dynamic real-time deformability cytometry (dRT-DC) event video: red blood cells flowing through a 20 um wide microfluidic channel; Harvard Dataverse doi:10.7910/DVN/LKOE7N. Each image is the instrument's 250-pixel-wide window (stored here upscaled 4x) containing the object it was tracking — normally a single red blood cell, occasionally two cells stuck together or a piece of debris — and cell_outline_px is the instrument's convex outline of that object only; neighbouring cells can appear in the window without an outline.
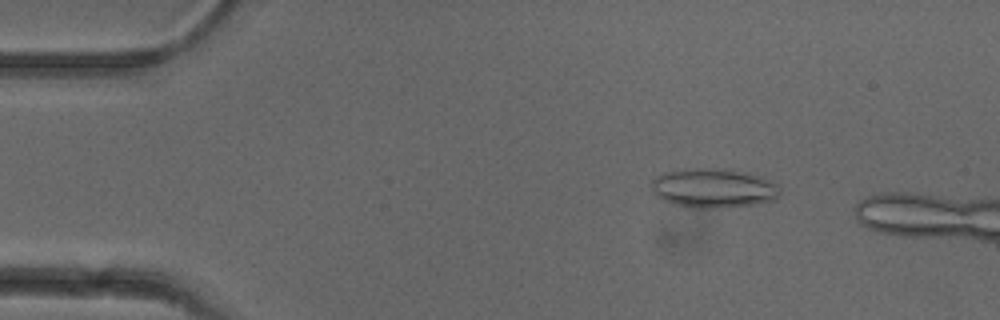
{"species": "common noctule bat (a hibernating species)", "species_latin": "Nyctalus noctula", "temperature_condition": "cold", "stored_images_in_passage": 11, "camera_frame_rate_fps": 3000, "um_per_image_px": 0.085, "animal": {"sex": "female"}, "frame": {"image": 1, "passage_image": 7, "time_ms": 2.0, "image_size_px": [1000, 320], "cell_outline_px": [[780, 192], [776, 200], [752, 204], [708, 208], [696, 208], [676, 204], [664, 200], [656, 196], [652, 188], [652, 180], [656, 176], [672, 168], [716, 168], [748, 172], [780, 184]], "centroid_in_image_um": [60.64, 15.96], "position_along_channel_um": 24.4, "area_um2": 29.59}}